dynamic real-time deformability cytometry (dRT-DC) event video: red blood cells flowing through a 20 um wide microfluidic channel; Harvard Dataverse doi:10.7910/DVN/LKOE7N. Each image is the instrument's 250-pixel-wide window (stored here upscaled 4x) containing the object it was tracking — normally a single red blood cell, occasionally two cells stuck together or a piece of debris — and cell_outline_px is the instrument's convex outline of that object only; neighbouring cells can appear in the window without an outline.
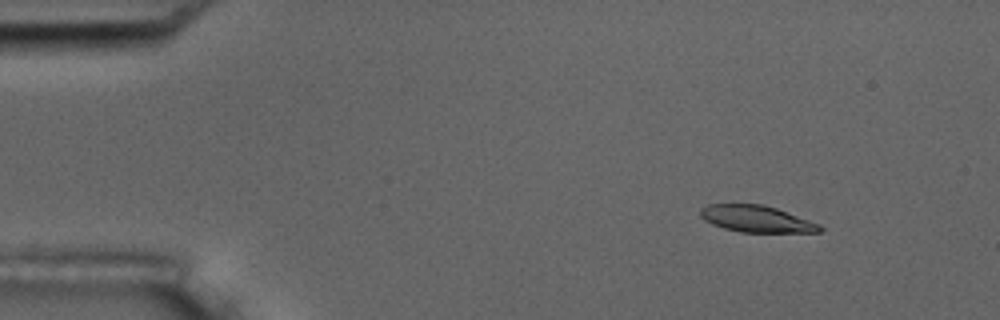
{"species": "common noctule bat (a hibernating species)", "species_latin": "Nyctalus noctula", "temperature_condition": "room temperature", "stored_images_in_passage": 4, "camera_frame_rate_fps": 3000, "um_per_image_px": 0.085, "animal": {"sex": "male", "body_mass_g": 17.5, "forearm_length_mm": 52.3}, "frame": {"image": 1, "passage_image": 1, "time_ms": 0.0, "image_size_px": [1000, 320], "cell_outline_px": [[824, 228], [820, 232], [740, 232], [724, 228], [712, 224], [704, 220], [700, 216], [700, 208], [708, 204], [764, 204], [776, 208], [820, 224]], "centroid_in_image_um": [64.28, 18.6], "position_along_channel_um": 20.7, "area_um2": 18.55}}
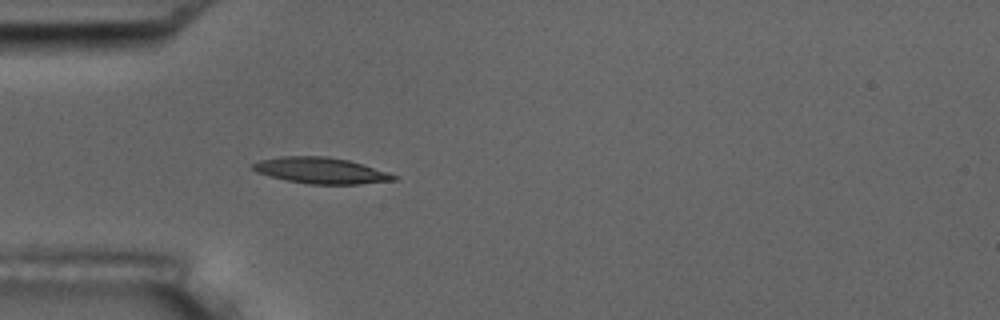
{"frame": {"image": 2, "passage_image": 4, "time_ms": 3.333, "image_size_px": [1000, 320], "cell_outline_px": [[400, 176], [396, 180], [360, 184], [312, 184], [288, 180], [256, 172], [252, 168], [252, 164], [260, 160], [280, 156], [328, 156], [348, 160]], "centroid_in_image_um": [27.29, 14.49], "position_along_channel_um": 57.7, "area_um2": 21.21}}